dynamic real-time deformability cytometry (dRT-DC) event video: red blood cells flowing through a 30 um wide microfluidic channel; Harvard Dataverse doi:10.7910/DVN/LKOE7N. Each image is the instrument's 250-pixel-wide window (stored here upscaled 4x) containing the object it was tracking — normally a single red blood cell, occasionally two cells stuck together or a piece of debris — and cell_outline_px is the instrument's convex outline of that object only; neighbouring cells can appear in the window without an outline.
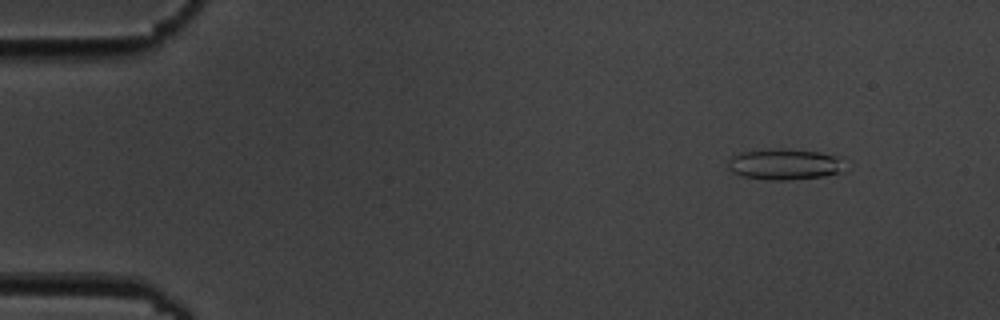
{"species": "common noctule bat (a hibernating species)", "species_latin": "Nyctalus noctula", "temperature_condition": "cold", "stored_images_in_passage": 4, "camera_frame_rate_fps": 3000, "um_per_image_px": 0.085, "animal": {"sex": "male", "body_mass_g": 19.5, "forearm_length_mm": 54.6}, "frame": {"image": 1, "passage_image": 1, "time_ms": 0.0, "image_size_px": [1000, 320], "cell_outline_px": [[844, 172], [824, 176], [788, 180], [764, 180], [744, 176], [732, 172], [728, 168], [728, 160], [732, 156], [740, 152], [768, 148], [784, 148], [820, 152], [840, 156]], "centroid_in_image_um": [66.68, 13.95], "position_along_channel_um": 18.3, "area_um2": 21.44}}
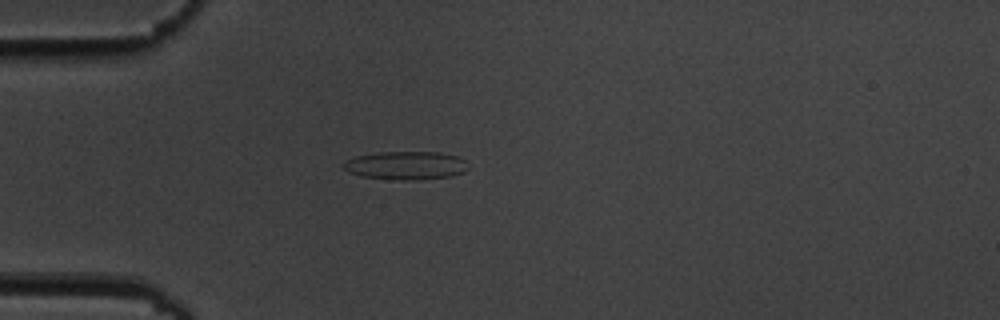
{"frame": {"image": 2, "passage_image": 4, "time_ms": 3.333, "image_size_px": [1000, 320], "cell_outline_px": [[468, 168], [464, 172], [452, 176], [420, 180], [400, 180], [360, 176], [348, 172], [344, 168], [344, 164], [348, 160], [356, 156], [376, 152], [440, 152], [460, 156], [464, 160]], "centroid_in_image_um": [34.54, 14.06], "position_along_channel_um": 50.5, "area_um2": 20.69}}